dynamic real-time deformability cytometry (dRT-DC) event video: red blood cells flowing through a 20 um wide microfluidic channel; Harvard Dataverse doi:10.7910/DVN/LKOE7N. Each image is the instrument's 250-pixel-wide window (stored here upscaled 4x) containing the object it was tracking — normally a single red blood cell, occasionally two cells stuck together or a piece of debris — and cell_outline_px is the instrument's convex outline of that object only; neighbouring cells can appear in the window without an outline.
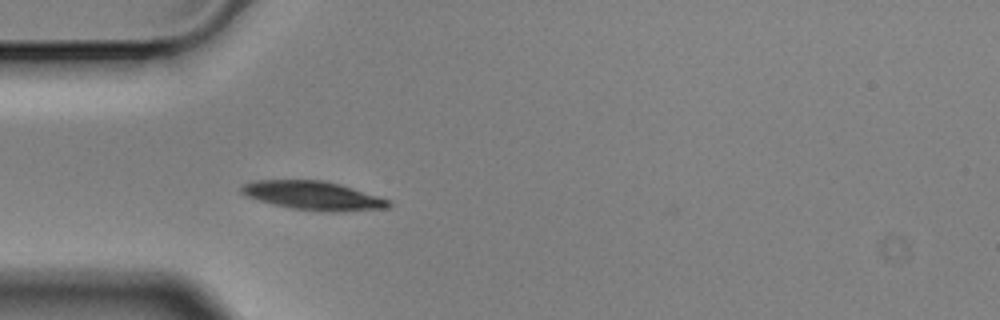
{"species": "Egyptian fruit bat (a non-hibernating species)", "species_latin": "Rousettus aegyptiacus", "temperature_condition": "cold", "stored_images_in_passage": 1, "camera_frame_rate_fps": 3000, "um_per_image_px": 0.085, "animal": {"sex": "male"}, "frame": {"image": 1, "passage_image": 1, "time_ms": 0.0, "image_size_px": [1000, 320], "cell_outline_px": [[392, 204], [388, 208], [344, 212], [332, 212], [292, 208], [244, 196], [240, 192], [240, 188], [244, 184], [252, 180], [324, 180], [340, 184], [388, 200]], "centroid_in_image_um": [26.6, 16.62], "position_along_channel_um": 58.4, "area_um2": 24.45}}